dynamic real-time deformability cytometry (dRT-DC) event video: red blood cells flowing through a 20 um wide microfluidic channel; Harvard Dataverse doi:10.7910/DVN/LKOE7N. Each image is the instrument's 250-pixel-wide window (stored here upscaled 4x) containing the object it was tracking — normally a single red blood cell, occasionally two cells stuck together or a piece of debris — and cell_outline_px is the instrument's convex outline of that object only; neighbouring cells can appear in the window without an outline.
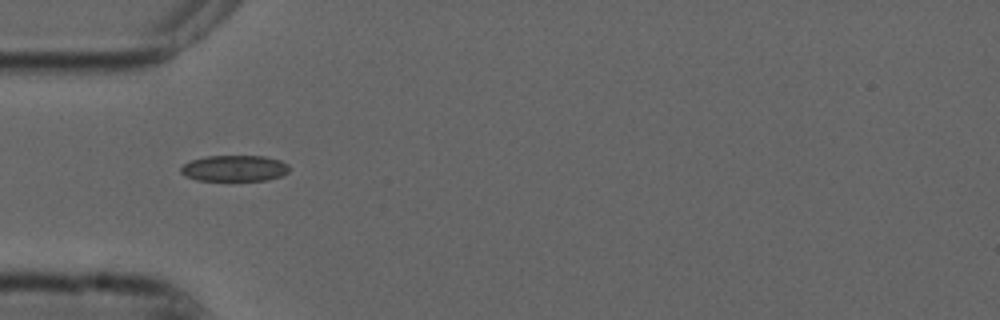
{"species": "common noctule bat (a hibernating species)", "species_latin": "Nyctalus noctula", "temperature_condition": "cold", "stored_images_in_passage": 38, "camera_frame_rate_fps": 3000, "um_per_image_px": 0.085, "animal": {"sex": "male", "forearm_length_mm": 52.5}, "frame": {"image": 1, "passage_image": 1, "time_ms": 0.0, "image_size_px": [1000, 320], "cell_outline_px": [[288, 172], [280, 176], [268, 180], [196, 180], [184, 176], [180, 172], [180, 168], [184, 164], [192, 160], [208, 156], [264, 156], [280, 160], [288, 164]], "centroid_in_image_um": [19.92, 14.3], "position_along_channel_um": 65.1, "area_um2": 16.42}}
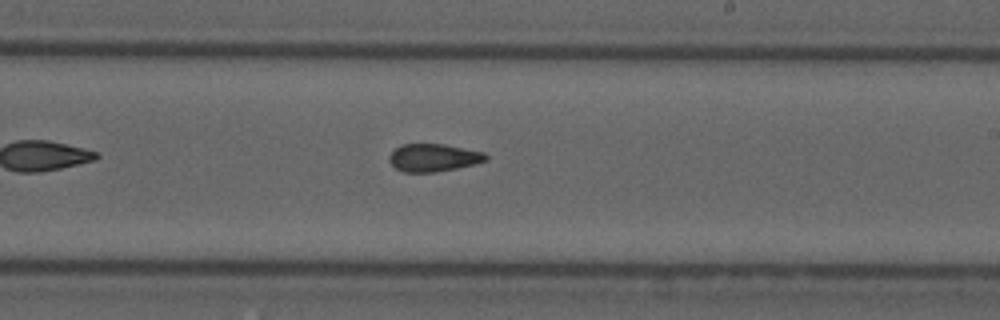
{"frame": {"image": 2, "passage_image": 16, "time_ms": 5.0, "image_size_px": [1000, 320], "cell_outline_px": [[488, 160], [476, 164], [436, 172], [404, 172], [396, 168], [388, 160], [388, 156], [400, 144], [444, 144], [484, 152], [488, 156]], "centroid_in_image_um": [36.86, 13.4], "position_along_channel_um": 252.1, "area_um2": 15.66}}
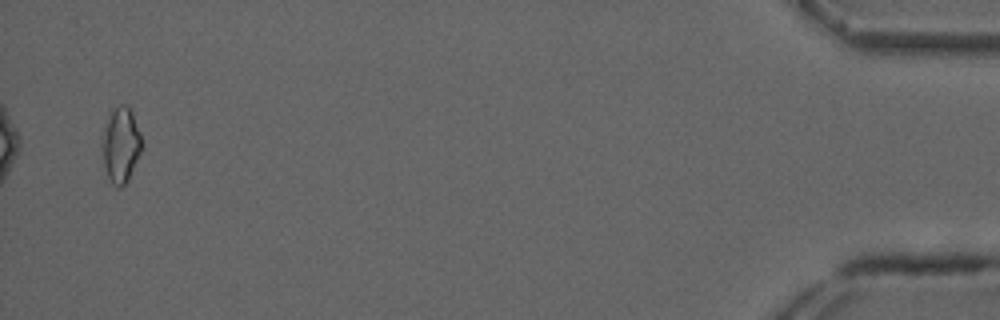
{"frame": {"image": 3, "passage_image": 37, "time_ms": 12.0, "image_size_px": [1000, 320], "cell_outline_px": [[144, 144], [128, 180], [120, 188], [116, 188], [112, 184], [108, 176], [104, 164], [100, 144], [100, 136], [112, 112], [120, 104], [128, 104], [132, 112], [140, 132]], "centroid_in_image_um": [10.27, 12.33], "position_along_channel_um": 424.9, "area_um2": 17.57}, "authors_computed_cell_mechanics": {"area_um2": 15.9528, "velocity_mm_per_s": 3.749, "shape_relaxation_time_tau1_ms": null, "shape_relaxation_time_tau2_ms": 2.9848, "deformation_change_tau1": null, "deformation_change_tau2": 0.0949}}